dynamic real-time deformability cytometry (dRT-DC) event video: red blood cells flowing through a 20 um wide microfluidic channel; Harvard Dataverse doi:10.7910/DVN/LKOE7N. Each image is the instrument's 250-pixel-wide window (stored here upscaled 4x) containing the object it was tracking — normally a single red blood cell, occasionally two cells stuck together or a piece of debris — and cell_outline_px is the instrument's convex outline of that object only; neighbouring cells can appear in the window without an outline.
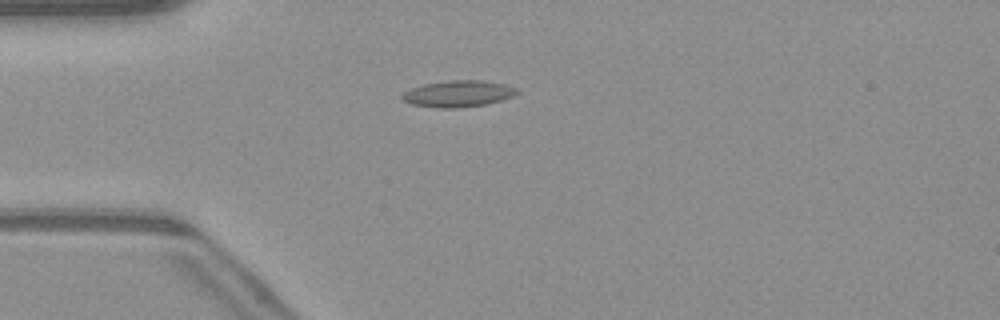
{"species": "common noctule bat (a hibernating species)", "species_latin": "Nyctalus noctula", "temperature_condition": "warm", "stored_images_in_passage": 39, "camera_frame_rate_fps": 3000, "um_per_image_px": 0.085, "animal": {"sex": "male", "body_mass_g": 23.1, "forearm_length_mm": 52.7}, "frame": {"image": 1, "passage_image": 2, "time_ms": 0.333, "image_size_px": [1000, 320], "cell_outline_px": [[520, 92], [512, 96], [488, 104], [460, 108], [436, 108], [408, 104], [400, 96], [404, 92], [412, 88], [424, 84], [448, 80], [484, 80], [504, 84], [520, 88]], "centroid_in_image_um": [38.96, 7.97], "position_along_channel_um": 46.0, "area_um2": 17.98}}
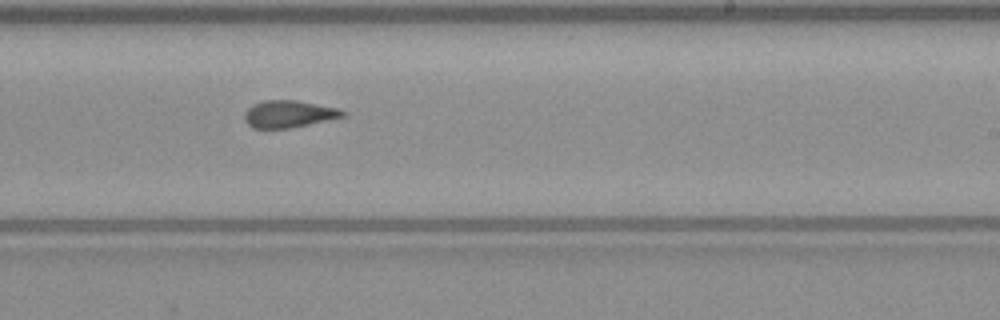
{"frame": {"image": 2, "passage_image": 19, "time_ms": 6.0, "image_size_px": [1000, 320], "cell_outline_px": [[348, 112], [344, 116], [308, 124], [288, 128], [252, 128], [244, 120], [244, 112], [252, 104], [260, 100], [296, 100], [340, 108]], "centroid_in_image_um": [24.52, 9.67], "position_along_channel_um": 264.5, "area_um2": 15.61}}
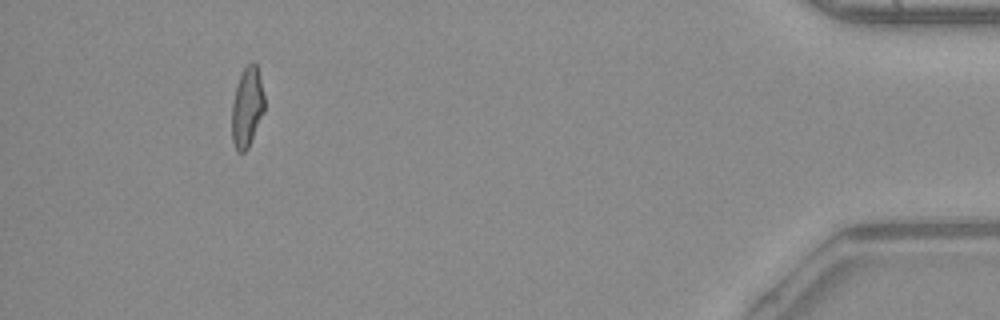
{"frame": {"image": 3, "passage_image": 35, "time_ms": 11.333, "image_size_px": [1000, 320], "cell_outline_px": [[264, 112], [248, 148], [244, 152], [240, 152], [236, 148], [232, 140], [232, 104], [236, 84], [244, 68], [252, 60], [256, 60], [264, 96]], "centroid_in_image_um": [21.0, 9.07], "position_along_channel_um": 414.2, "area_um2": 15.2}, "authors_computed_cell_mechanics": {"area_um2": 15.895, "velocity_mm_per_s": 4.1305, "shape_relaxation_time_tau1_ms": null, "shape_relaxation_time_tau2_ms": 2.5856, "deformation_change_tau1": null, "deformation_change_tau2": 0.1054}}